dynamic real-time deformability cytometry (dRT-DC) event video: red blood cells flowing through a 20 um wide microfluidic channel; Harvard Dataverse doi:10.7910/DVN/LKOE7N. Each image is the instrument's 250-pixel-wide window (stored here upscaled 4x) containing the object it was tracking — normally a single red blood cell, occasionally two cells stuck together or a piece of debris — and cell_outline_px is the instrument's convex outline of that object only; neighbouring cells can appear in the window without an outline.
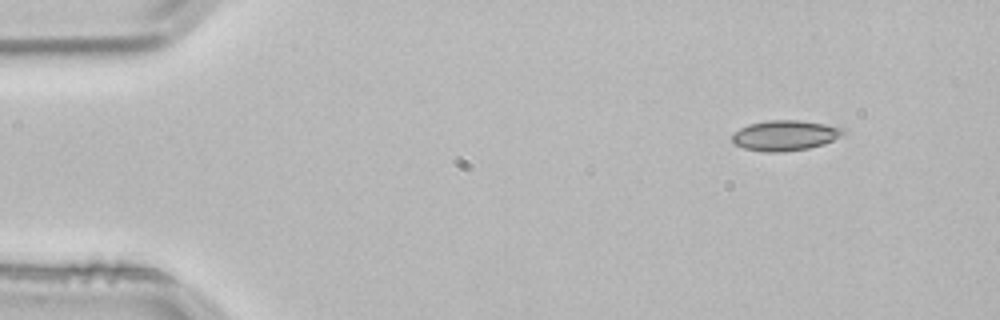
{"species": "common noctule bat (a hibernating species)", "species_latin": "Nyctalus noctula", "temperature_condition": "room temperature", "stored_images_in_passage": 3, "camera_frame_rate_fps": 3000, "um_per_image_px": 0.085, "animal": {"sex": "male", "body_mass_g": 21.5, "forearm_length_mm": 52.0}, "frame": {"image": 1, "passage_image": 1, "time_ms": 0.0, "image_size_px": [1000, 320], "cell_outline_px": [[848, 132], [844, 136], [824, 144], [808, 148], [780, 152], [764, 152], [744, 148], [736, 144], [732, 140], [732, 136], [740, 128], [748, 124], [768, 120], [800, 120], [824, 124], [844, 128]], "centroid_in_image_um": [66.78, 11.51], "position_along_channel_um": 18.2, "area_um2": 19.71}}
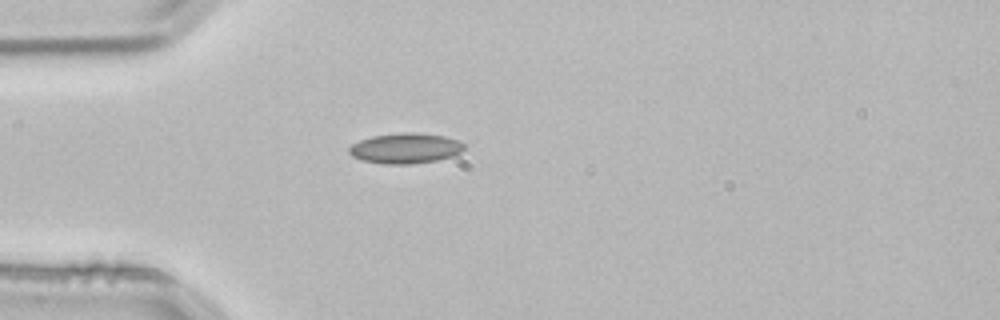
{"frame": {"image": 2, "passage_image": 3, "time_ms": 0.667, "image_size_px": [1000, 320], "cell_outline_px": [[464, 148], [460, 152], [452, 156], [436, 160], [412, 164], [384, 164], [364, 160], [352, 156], [348, 152], [348, 148], [352, 144], [360, 140], [372, 136], [444, 136], [456, 140], [464, 144]], "centroid_in_image_um": [34.42, 12.67], "position_along_channel_um": 50.6, "area_um2": 19.02}}